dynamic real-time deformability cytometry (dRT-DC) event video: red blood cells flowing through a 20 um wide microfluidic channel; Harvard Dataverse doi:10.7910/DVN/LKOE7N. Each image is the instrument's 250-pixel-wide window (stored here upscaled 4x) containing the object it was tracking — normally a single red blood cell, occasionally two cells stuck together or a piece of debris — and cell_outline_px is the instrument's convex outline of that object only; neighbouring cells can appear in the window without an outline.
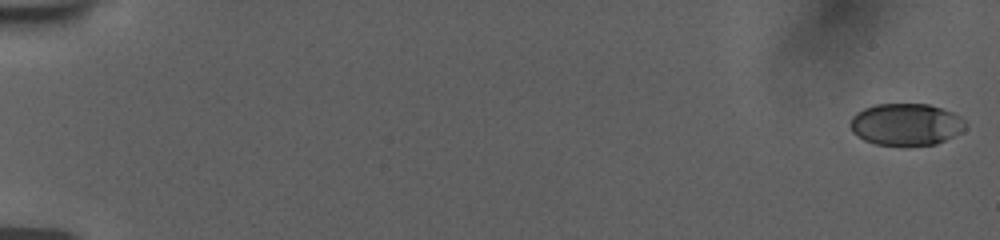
{"species": "human", "species_latin": "Homo sapiens", "temperature_condition": "room temperature", "stored_images_in_passage": 56, "camera_frame_rate_fps": 3000, "um_per_image_px": 0.085, "donor": {"sex": "female"}, "frame": {"image": 1, "passage_image": 1, "time_ms": 0.0, "image_size_px": [1000, 240], "cell_outline_px": [[968, 124], [960, 132], [936, 144], [876, 144], [864, 140], [856, 136], [852, 132], [848, 124], [852, 116], [856, 112], [864, 108], [876, 104], [928, 104], [952, 112], [960, 116]], "centroid_in_image_um": [76.97, 10.55], "position_along_channel_um": 8.0, "area_um2": 27.98}}
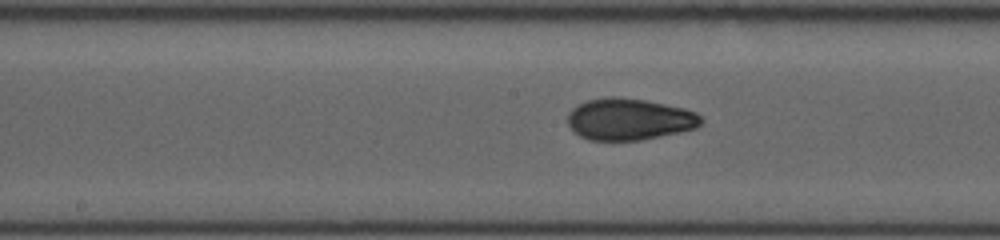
{"frame": {"image": 2, "passage_image": 31, "time_ms": 10.0, "image_size_px": [1000, 240], "cell_outline_px": [[704, 120], [696, 128], [640, 140], [588, 140], [580, 136], [568, 124], [568, 112], [572, 108], [588, 100], [608, 96], [616, 96], [644, 100], [684, 108], [696, 112]], "centroid_in_image_um": [53.48, 10.13], "position_along_channel_um": 194.7, "area_um2": 32.19}}
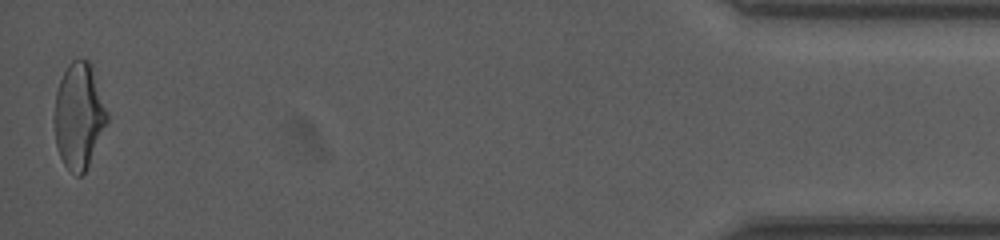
{"frame": {"image": 3, "passage_image": 56, "time_ms": 18.333, "image_size_px": [1000, 240], "cell_outline_px": [[108, 120], [88, 164], [84, 172], [80, 176], [76, 176], [64, 164], [60, 156], [56, 144], [52, 116], [56, 92], [60, 80], [68, 64], [72, 60], [88, 60], [92, 68], [108, 112]], "centroid_in_image_um": [6.67, 9.84], "position_along_channel_um": 428.5, "area_um2": 32.31}, "authors_computed_cell_mechanics": {"area_um2": 31.0097, "velocity_mm_per_s": 3.7685, "shape_relaxation_time_tau1_ms": 6.6649, "shape_relaxation_time_tau2_ms": 1.7279, "deformation_change_tau1": 0.1927, "deformation_change_tau2": 0.0587}}